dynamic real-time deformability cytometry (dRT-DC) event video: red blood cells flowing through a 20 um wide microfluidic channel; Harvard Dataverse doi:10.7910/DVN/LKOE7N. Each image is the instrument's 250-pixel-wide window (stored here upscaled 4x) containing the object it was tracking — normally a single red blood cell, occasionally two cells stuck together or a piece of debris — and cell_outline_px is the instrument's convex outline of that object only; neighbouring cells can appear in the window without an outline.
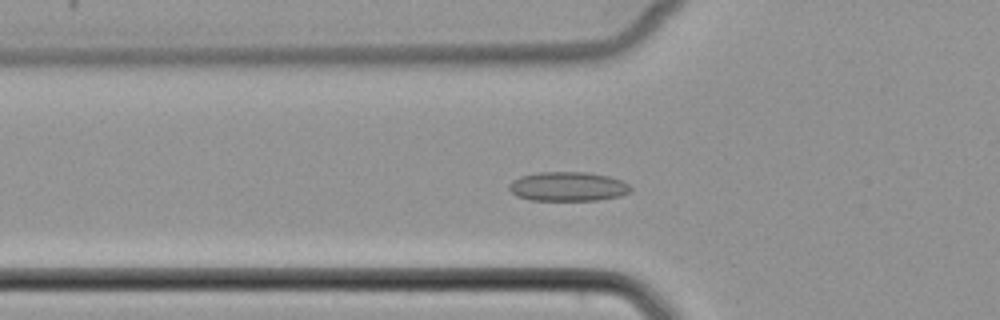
{"species": "common noctule bat (a hibernating species)", "species_latin": "Nyctalus noctula", "temperature_condition": "cold", "stored_images_in_passage": 52, "camera_frame_rate_fps": 3000, "um_per_image_px": 0.085, "animal": {"sex": "female", "body_mass_g": 22.7, "forearm_length_mm": 54.2}, "frame": {"image": 1, "passage_image": 18, "time_ms": 5.667, "image_size_px": [1000, 320], "cell_outline_px": [[632, 192], [620, 196], [596, 200], [532, 200], [516, 196], [508, 188], [508, 184], [512, 180], [520, 176], [536, 172], [588, 172], [608, 176], [620, 180], [628, 184], [632, 188]], "centroid_in_image_um": [48.26, 15.85], "position_along_channel_um": 77.5, "area_um2": 20.87}}
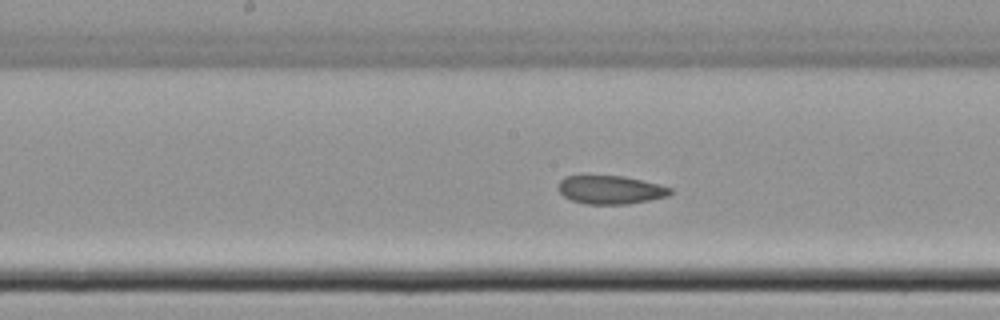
{"frame": {"image": 2, "passage_image": 27, "time_ms": 8.667, "image_size_px": [1000, 320], "cell_outline_px": [[672, 192], [668, 196], [628, 204], [584, 204], [572, 200], [564, 196], [556, 188], [556, 184], [564, 176], [624, 176], [672, 188]], "centroid_in_image_um": [51.83, 16.13], "position_along_channel_um": 196.4, "area_um2": 18.5}}
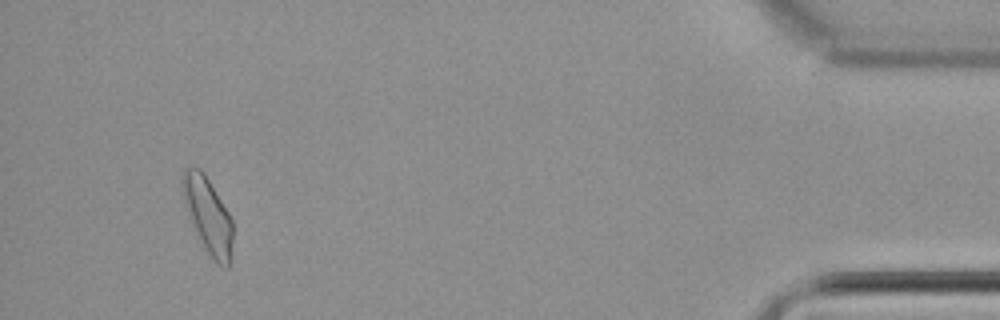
{"frame": {"image": 3, "passage_image": 49, "time_ms": 16.0, "image_size_px": [1000, 320], "cell_outline_px": [[232, 256], [228, 268], [216, 264], [212, 260], [196, 232], [188, 216], [184, 204], [180, 188], [180, 176], [184, 168], [200, 168], [204, 172], [228, 212], [232, 220]], "centroid_in_image_um": [17.64, 18.29], "position_along_channel_um": 417.6, "area_um2": 22.48}}